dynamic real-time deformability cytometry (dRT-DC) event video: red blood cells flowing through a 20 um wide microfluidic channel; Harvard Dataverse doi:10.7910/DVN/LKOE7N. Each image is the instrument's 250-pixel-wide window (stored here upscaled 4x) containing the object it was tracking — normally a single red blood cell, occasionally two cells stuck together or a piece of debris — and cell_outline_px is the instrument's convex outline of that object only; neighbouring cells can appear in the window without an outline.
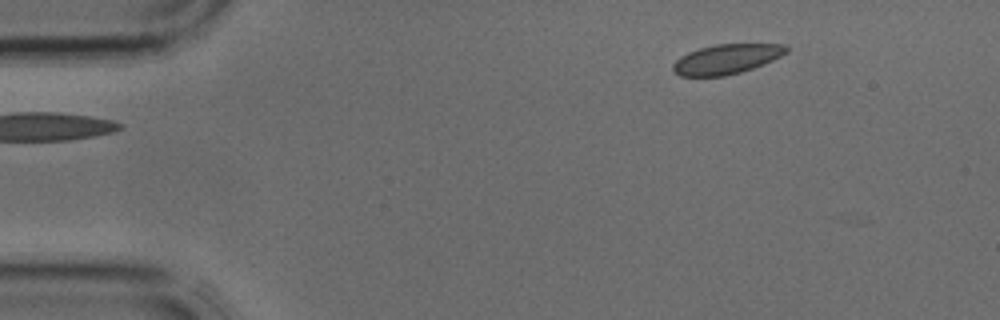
{"species": "common noctule bat (a hibernating species)", "species_latin": "Nyctalus noctula", "temperature_condition": "cold", "stored_images_in_passage": 3, "camera_frame_rate_fps": 3000, "um_per_image_px": 0.085, "animal": {"sex": "male", "body_mass_g": 17.9, "forearm_length_mm": 54.2}, "frame": {"image": 1, "passage_image": 1, "time_ms": 0.0, "image_size_px": [1000, 320], "cell_outline_px": [[788, 52], [764, 64], [740, 72], [724, 76], [680, 76], [672, 72], [672, 64], [680, 56], [688, 52], [700, 48], [716, 44], [788, 44]], "centroid_in_image_um": [61.73, 5.02], "position_along_channel_um": 23.3, "area_um2": 19.71}}